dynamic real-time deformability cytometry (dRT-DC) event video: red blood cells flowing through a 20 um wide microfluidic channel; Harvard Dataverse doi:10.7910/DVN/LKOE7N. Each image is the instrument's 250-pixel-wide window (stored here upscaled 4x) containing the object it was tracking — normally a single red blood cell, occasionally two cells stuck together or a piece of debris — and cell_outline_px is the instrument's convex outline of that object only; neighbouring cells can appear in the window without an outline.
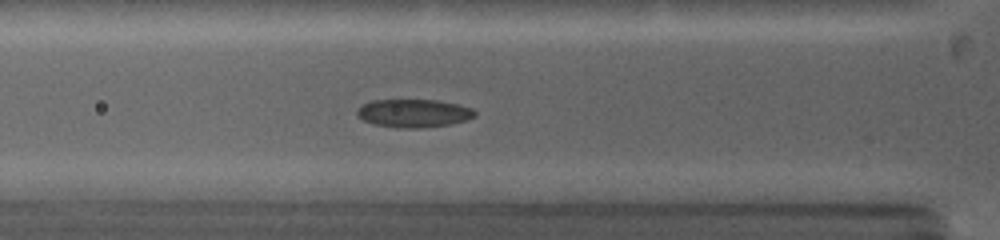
{"species": "common noctule bat (a hibernating species)", "species_latin": "Nyctalus noctula", "temperature_condition": "warm", "stored_images_in_passage": 38, "camera_frame_rate_fps": 5000, "um_per_image_px": 0.085, "animal": {"sex": "female", "body_mass_g": 19.0, "forearm_length_mm": 53.3}, "frame": {"image": 1, "passage_image": 9, "time_ms": 3.4, "image_size_px": [1000, 240], "cell_outline_px": [[476, 116], [452, 124], [420, 128], [400, 128], [376, 124], [364, 120], [356, 116], [356, 108], [360, 104], [372, 100], [436, 100], [460, 104], [472, 108], [476, 112]], "centroid_in_image_um": [35.14, 9.61], "position_along_channel_um": 90.7, "area_um2": 19.48}}
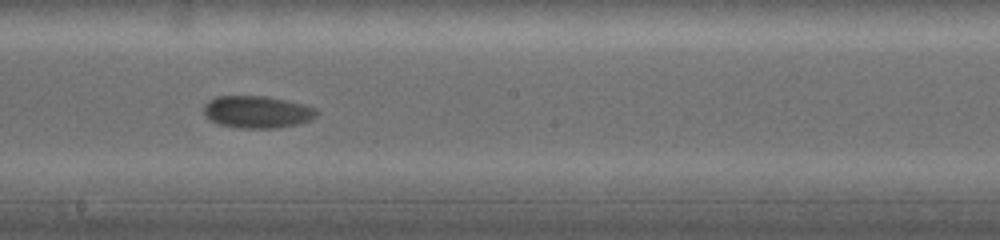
{"frame": {"image": 2, "passage_image": 17, "time_ms": 6.8, "image_size_px": [1000, 240], "cell_outline_px": [[320, 112], [312, 120], [300, 124], [276, 128], [240, 128], [220, 124], [204, 116], [204, 104], [208, 100], [216, 96], [268, 96], [304, 104], [316, 108]], "centroid_in_image_um": [21.9, 9.51], "position_along_channel_um": 226.3, "area_um2": 21.44}}
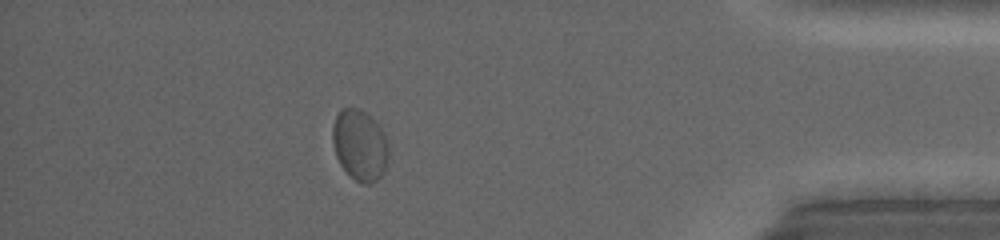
{"frame": {"image": 3, "passage_image": 30, "time_ms": 12.4, "image_size_px": [1000, 240], "cell_outline_px": [[388, 156], [384, 168], [380, 176], [376, 180], [368, 184], [364, 184], [356, 180], [340, 164], [336, 156], [332, 140], [332, 128], [336, 116], [340, 108], [360, 108], [372, 116], [376, 120], [384, 136], [388, 148]], "centroid_in_image_um": [30.56, 12.29], "position_along_channel_um": 404.6, "area_um2": 22.95}, "authors_computed_cell_mechanics": {"area_um2": 21.386, "velocity_mm_per_s": 4.0035, "shape_relaxation_time_tau1_ms": 2.9453, "shape_relaxation_time_tau2_ms": null, "deformation_change_tau1": 0.0679, "deformation_change_tau2": null}}